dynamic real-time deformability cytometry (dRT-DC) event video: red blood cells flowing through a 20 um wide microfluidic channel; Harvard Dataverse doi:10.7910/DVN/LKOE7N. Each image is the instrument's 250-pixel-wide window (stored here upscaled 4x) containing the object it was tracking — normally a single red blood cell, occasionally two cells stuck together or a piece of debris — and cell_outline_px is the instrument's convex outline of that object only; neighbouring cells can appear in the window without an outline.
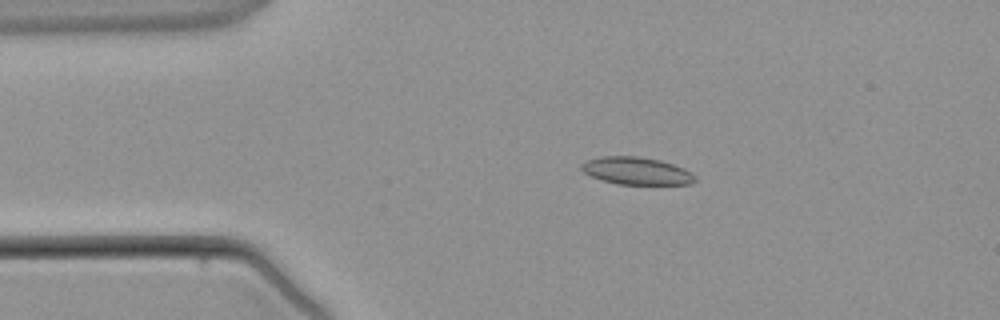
{"species": "common noctule bat (a hibernating species)", "species_latin": "Nyctalus noctula", "temperature_condition": "warm", "stored_images_in_passage": 4, "camera_frame_rate_fps": 3000, "um_per_image_px": 0.085, "animal": {"sex": "male", "body_mass_g": 21.5, "forearm_length_mm": 52.0}, "frame": {"image": 1, "passage_image": 3, "time_ms": 2.333, "image_size_px": [1000, 320], "cell_outline_px": [[696, 180], [692, 184], [616, 184], [592, 176], [584, 172], [580, 168], [580, 164], [588, 160], [600, 156], [636, 156], [660, 160], [684, 168], [692, 172], [696, 176]], "centroid_in_image_um": [54.12, 14.52], "position_along_channel_um": 30.9, "area_um2": 18.15}}